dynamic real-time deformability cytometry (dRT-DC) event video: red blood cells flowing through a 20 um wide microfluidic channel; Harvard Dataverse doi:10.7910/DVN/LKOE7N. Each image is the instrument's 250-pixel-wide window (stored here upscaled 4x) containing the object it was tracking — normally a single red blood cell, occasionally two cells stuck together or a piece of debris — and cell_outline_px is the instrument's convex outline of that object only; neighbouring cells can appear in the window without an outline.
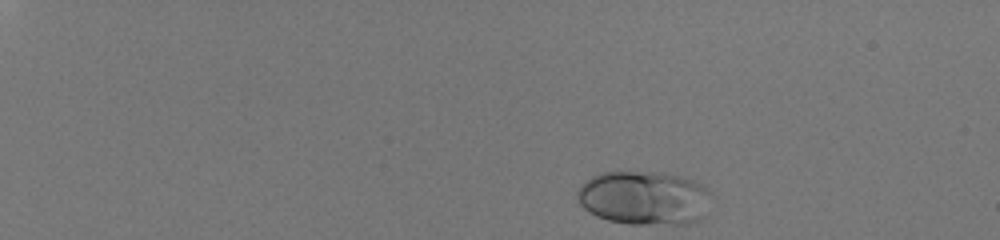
{"species": "human", "species_latin": "Homo sapiens", "temperature_condition": "room temperature", "stored_images_in_passage": 40, "camera_frame_rate_fps": 3000, "um_per_image_px": 0.085, "donor": {"sex": "male"}, "frame": {"image": 1, "passage_image": 1, "time_ms": 0.0, "image_size_px": [1000, 240], "cell_outline_px": [[708, 192], [704, 216], [700, 220], [688, 224], [628, 224], [608, 220], [596, 216], [588, 212], [580, 204], [576, 196], [576, 192], [580, 184], [592, 176], [604, 172], [664, 172], [684, 176], [708, 188]], "centroid_in_image_um": [54.71, 16.82], "position_along_channel_um": 30.3, "area_um2": 42.31}}
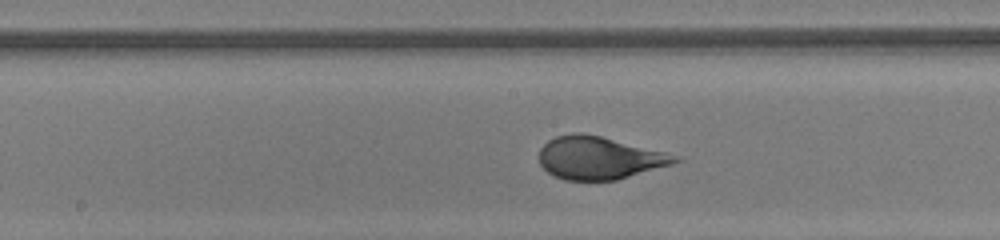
{"frame": {"image": 2, "passage_image": 24, "time_ms": 7.667, "image_size_px": [1000, 240], "cell_outline_px": [[680, 160], [672, 164], [616, 180], [564, 180], [552, 176], [540, 164], [540, 148], [548, 140], [556, 136], [572, 132], [580, 132], [600, 136], [680, 156]], "centroid_in_image_um": [50.89, 13.42], "position_along_channel_um": 197.3, "area_um2": 33.58}}
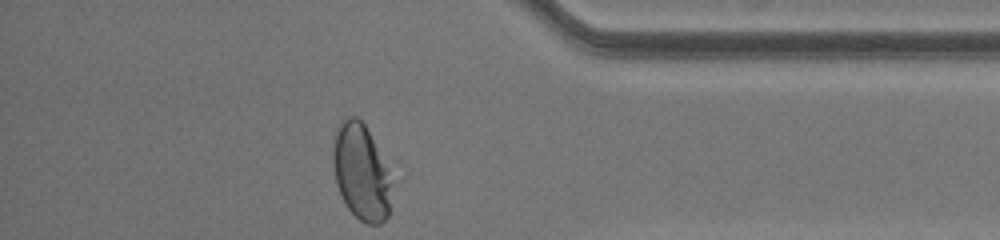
{"frame": {"image": 3, "passage_image": 40, "time_ms": 13.0, "image_size_px": [1000, 240], "cell_outline_px": [[388, 216], [380, 224], [368, 224], [360, 220], [348, 208], [336, 184], [332, 160], [332, 136], [340, 120], [348, 116], [356, 116], [364, 124], [372, 140], [384, 168], [388, 184]], "centroid_in_image_um": [30.57, 14.58], "position_along_channel_um": 404.6, "area_um2": 31.56}, "authors_computed_cell_mechanics": {"area_um2": 35.3736, "velocity_mm_per_s": 4.0734, "shape_relaxation_time_tau1_ms": 3.9691, "shape_relaxation_time_tau2_ms": null, "deformation_change_tau1": 0.1818, "deformation_change_tau2": null}}